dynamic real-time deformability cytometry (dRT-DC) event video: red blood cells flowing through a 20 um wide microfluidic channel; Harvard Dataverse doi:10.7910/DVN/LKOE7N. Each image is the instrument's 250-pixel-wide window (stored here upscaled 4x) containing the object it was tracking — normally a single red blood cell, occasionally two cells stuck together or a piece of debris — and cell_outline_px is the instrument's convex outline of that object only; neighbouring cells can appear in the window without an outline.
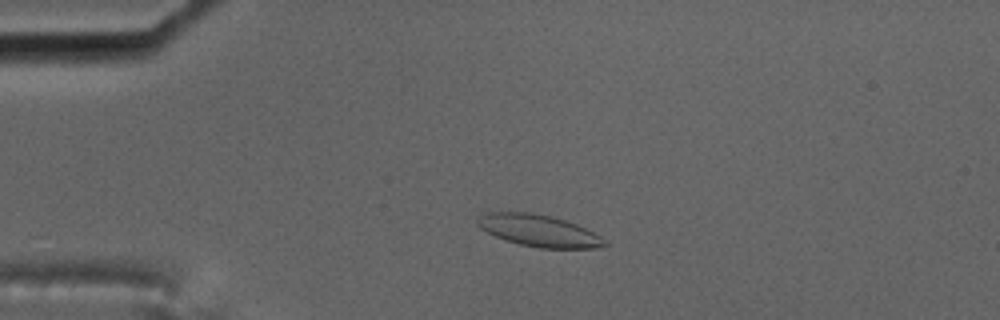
{"species": "common noctule bat (a hibernating species)", "species_latin": "Nyctalus noctula", "temperature_condition": "cold", "stored_images_in_passage": 50, "camera_frame_rate_fps": 3000, "um_per_image_px": 0.085, "animal": {"sex": "male", "body_mass_g": 17.5, "forearm_length_mm": 52.3}, "frame": {"image": 1, "passage_image": 6, "time_ms": 1.667, "image_size_px": [1000, 320], "cell_outline_px": [[608, 244], [596, 248], [540, 248], [520, 244], [504, 240], [480, 228], [476, 224], [476, 220], [488, 208], [532, 212], [552, 216], [576, 224], [600, 236]], "centroid_in_image_um": [45.67, 19.55], "position_along_channel_um": 39.3, "area_um2": 24.16}}
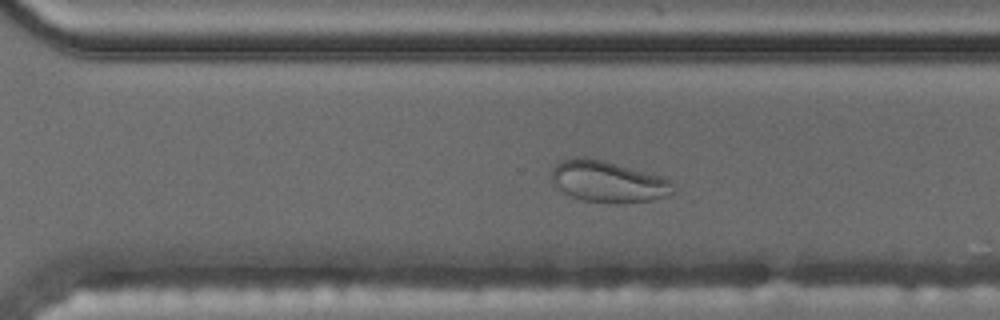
{"frame": {"image": 2, "passage_image": 33, "time_ms": 10.667, "image_size_px": [1000, 320], "cell_outline_px": [[676, 192], [668, 196], [652, 200], [624, 204], [616, 204], [580, 200], [556, 188], [552, 180], [552, 168], [560, 160], [572, 156], [584, 156], [604, 160], [660, 176], [672, 180]], "centroid_in_image_um": [51.69, 15.44], "position_along_channel_um": 318.9, "area_um2": 29.94}, "authors_computed_cell_mechanics": {"area_um2": 24.1026, "velocity_mm_per_s": 3.4762, "shape_relaxation_time_tau1_ms": null, "shape_relaxation_time_tau2_ms": 1.988, "deformation_change_tau1": null, "deformation_change_tau2": 0.0544}}